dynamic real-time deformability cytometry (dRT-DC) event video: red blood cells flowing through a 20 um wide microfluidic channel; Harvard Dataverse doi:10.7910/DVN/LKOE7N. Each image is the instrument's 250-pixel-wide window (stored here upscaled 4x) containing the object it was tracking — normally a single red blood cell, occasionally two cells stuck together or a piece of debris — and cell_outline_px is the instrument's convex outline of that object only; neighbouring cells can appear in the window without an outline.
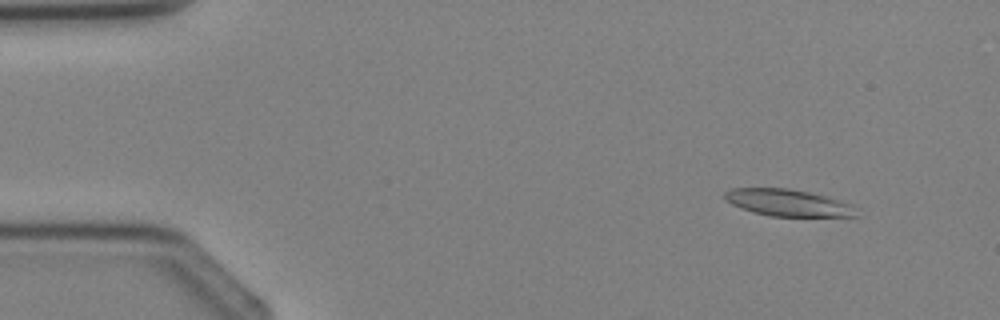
{"species": "Egyptian fruit bat (a non-hibernating species)", "species_latin": "Rousettus aegyptiacus", "temperature_condition": "cold", "stored_images_in_passage": 4, "camera_frame_rate_fps": 3000, "um_per_image_px": 0.085, "animal": {"sex": "female"}, "frame": {"image": 1, "passage_image": 1, "time_ms": 0.0, "image_size_px": [1000, 320], "cell_outline_px": [[860, 216], [768, 216], [752, 212], [740, 208], [732, 204], [724, 196], [724, 192], [732, 188], [788, 188], [808, 192], [824, 196], [860, 208]], "centroid_in_image_um": [66.99, 17.24], "position_along_channel_um": 18.0, "area_um2": 20.52}}